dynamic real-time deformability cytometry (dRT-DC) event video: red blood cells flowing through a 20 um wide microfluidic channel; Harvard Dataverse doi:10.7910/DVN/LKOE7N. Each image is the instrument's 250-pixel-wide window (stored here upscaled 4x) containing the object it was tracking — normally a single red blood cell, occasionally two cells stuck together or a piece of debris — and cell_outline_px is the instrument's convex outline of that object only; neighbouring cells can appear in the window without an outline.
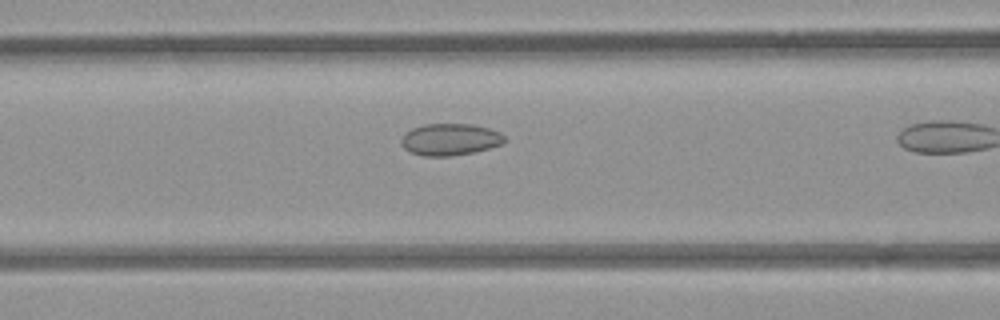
{"species": "common noctule bat (a hibernating species)", "species_latin": "Nyctalus noctula", "temperature_condition": "room temperature", "stored_images_in_passage": 11, "camera_frame_rate_fps": 3000, "um_per_image_px": 0.085, "animal": {"sex": "female", "body_mass_g": 21.9}, "frame": {"image": 1, "passage_image": 10, "time_ms": 3.0, "image_size_px": [1000, 320], "cell_outline_px": [[504, 144], [476, 152], [452, 156], [424, 156], [412, 152], [404, 148], [400, 140], [404, 132], [412, 128], [424, 124], [472, 124], [488, 128], [500, 132], [504, 136]], "centroid_in_image_um": [38.26, 11.85], "position_along_channel_um": 128.3, "area_um2": 19.31}}